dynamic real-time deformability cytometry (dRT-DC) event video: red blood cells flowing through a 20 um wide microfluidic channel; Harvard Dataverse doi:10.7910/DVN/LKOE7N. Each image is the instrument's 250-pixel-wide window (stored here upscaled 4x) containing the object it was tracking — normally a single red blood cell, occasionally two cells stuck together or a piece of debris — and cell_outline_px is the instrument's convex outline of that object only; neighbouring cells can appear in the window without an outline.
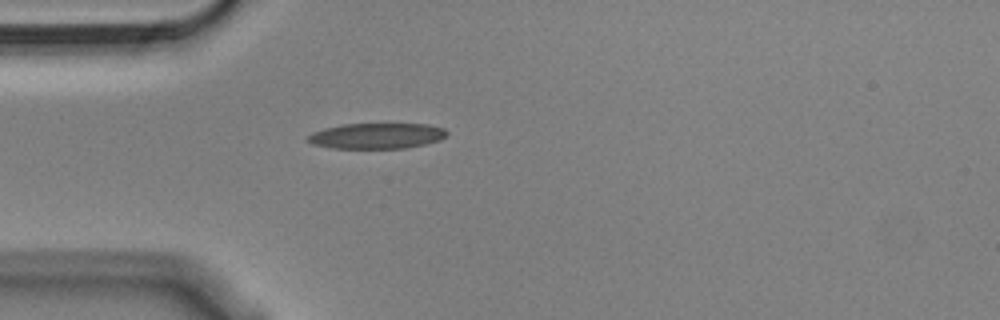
{"species": "Egyptian fruit bat (a non-hibernating species)", "species_latin": "Rousettus aegyptiacus", "temperature_condition": "cold", "stored_images_in_passage": 35, "camera_frame_rate_fps": 3000, "um_per_image_px": 0.085, "animal": {"sex": "male"}, "frame": {"image": 1, "passage_image": 1, "time_ms": 0.0, "image_size_px": [1000, 320], "cell_outline_px": [[448, 132], [440, 140], [424, 144], [404, 148], [332, 148], [312, 144], [304, 140], [312, 132], [324, 128], [344, 124], [428, 124], [444, 128]], "centroid_in_image_um": [31.98, 11.54], "position_along_channel_um": 53.0, "area_um2": 20.75}}
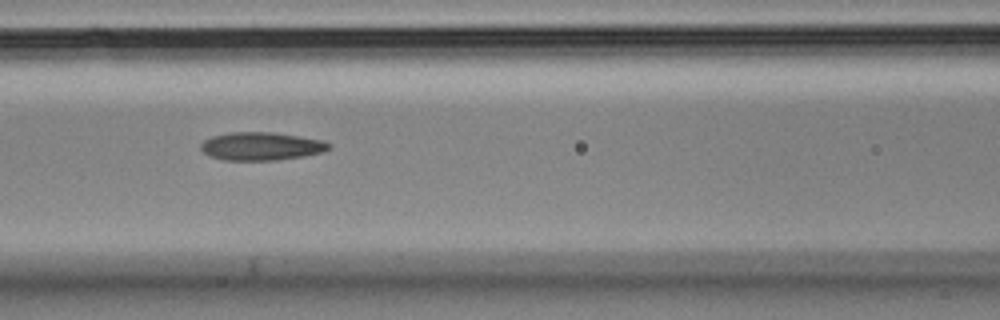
{"frame": {"image": 2, "passage_image": 9, "time_ms": 2.667, "image_size_px": [1000, 320], "cell_outline_px": [[332, 148], [324, 152], [304, 156], [276, 160], [224, 160], [208, 156], [200, 148], [200, 144], [204, 140], [212, 136], [228, 132], [272, 132], [324, 140], [332, 144]], "centroid_in_image_um": [22.23, 12.43], "position_along_channel_um": 144.4, "area_um2": 21.21}}
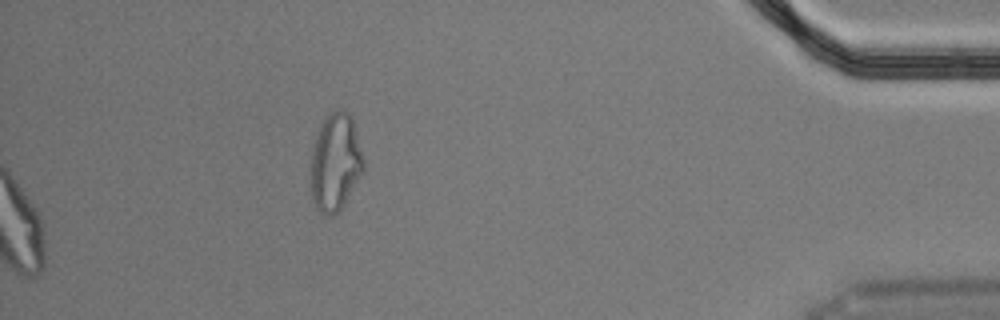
{"frame": {"image": 3, "passage_image": 35, "time_ms": 11.333, "image_size_px": [1000, 320], "cell_outline_px": [[364, 168], [340, 208], [332, 216], [328, 216], [320, 212], [316, 208], [312, 200], [312, 152], [316, 136], [324, 120], [336, 108], [344, 108], [348, 112], [352, 120], [364, 160]], "centroid_in_image_um": [28.5, 13.77], "position_along_channel_um": 406.7, "area_um2": 29.07}, "authors_computed_cell_mechanics": {"area_um2": 20.9236, "velocity_mm_per_s": 3.6255, "shape_relaxation_time_tau1_ms": null, "shape_relaxation_time_tau2_ms": 4.1801, "deformation_change_tau1": null, "deformation_change_tau2": 0.1402}}